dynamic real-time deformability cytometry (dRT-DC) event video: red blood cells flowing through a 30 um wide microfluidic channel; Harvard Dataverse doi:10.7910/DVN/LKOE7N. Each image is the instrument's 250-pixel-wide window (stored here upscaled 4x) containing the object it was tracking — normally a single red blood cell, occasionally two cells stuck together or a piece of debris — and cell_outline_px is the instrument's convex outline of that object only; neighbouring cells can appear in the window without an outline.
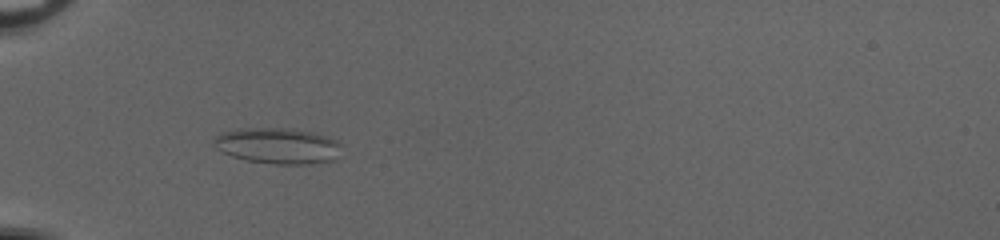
{"species": "common noctule bat (a hibernating species)", "species_latin": "Nyctalus noctula", "temperature_condition": "cold", "stored_images_in_passage": 48, "camera_frame_rate_fps": 3000, "um_per_image_px": 0.085, "animal": {"sex": "female", "body_mass_g": 20.0, "forearm_length_mm": 54.0}, "frame": {"image": 1, "passage_image": 14, "time_ms": 4.333, "image_size_px": [1000, 240], "cell_outline_px": [[340, 144], [332, 160], [308, 164], [276, 164], [248, 160], [232, 156], [220, 152], [212, 144], [212, 140], [220, 132], [240, 128], [296, 128], [328, 136], [336, 140]], "centroid_in_image_um": [23.52, 12.37], "position_along_channel_um": 61.5, "area_um2": 26.7}}
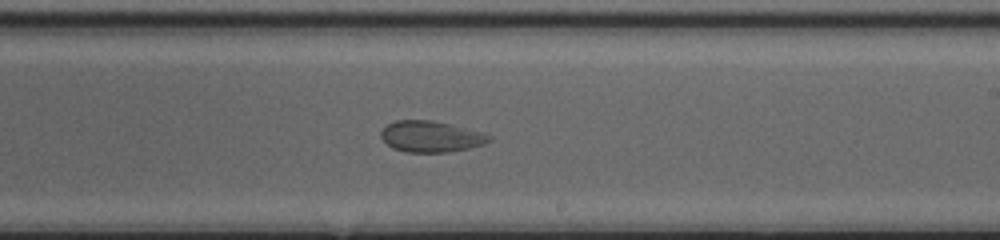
{"frame": {"image": 2, "passage_image": 29, "time_ms": 9.333, "image_size_px": [1000, 240], "cell_outline_px": [[492, 140], [484, 144], [468, 148], [448, 152], [404, 152], [392, 148], [380, 136], [380, 132], [388, 124], [396, 120], [432, 120], [484, 132], [492, 136]], "centroid_in_image_um": [36.64, 11.6], "position_along_channel_um": 252.4, "area_um2": 19.65}}
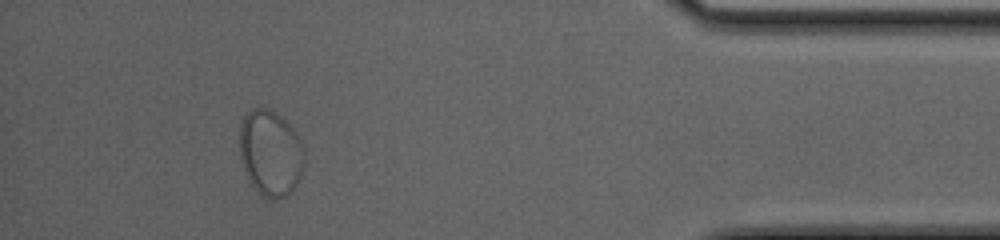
{"frame": {"image": 3, "passage_image": 44, "time_ms": 14.333, "image_size_px": [1000, 240], "cell_outline_px": [[304, 168], [300, 180], [292, 192], [288, 196], [276, 200], [272, 200], [264, 196], [252, 184], [240, 160], [240, 124], [244, 116], [252, 108], [268, 108], [276, 112], [296, 132], [300, 140], [304, 156]], "centroid_in_image_um": [23.01, 13.02], "position_along_channel_um": 412.2, "area_um2": 32.54}}